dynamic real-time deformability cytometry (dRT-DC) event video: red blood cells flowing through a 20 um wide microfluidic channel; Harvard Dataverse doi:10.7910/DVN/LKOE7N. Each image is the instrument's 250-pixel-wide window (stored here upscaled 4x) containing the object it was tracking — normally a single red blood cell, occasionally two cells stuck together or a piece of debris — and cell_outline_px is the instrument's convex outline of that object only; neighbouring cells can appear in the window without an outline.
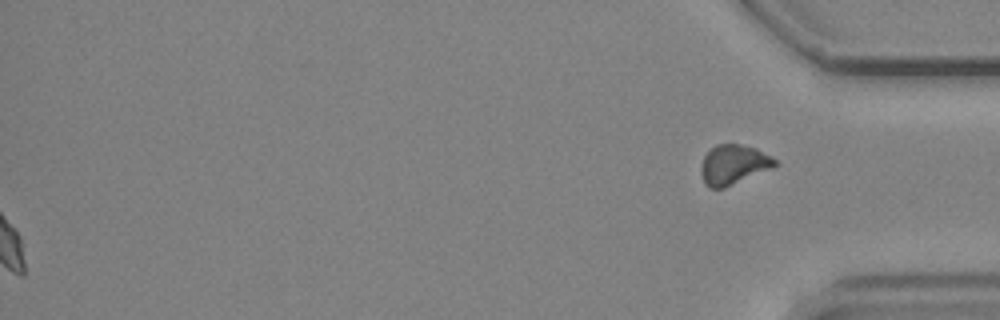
{"species": "common noctule bat (a hibernating species)", "species_latin": "Nyctalus noctula", "temperature_condition": "cold", "stored_images_in_passage": 45, "segment_of_instrument_passage": [2, 2], "camera_frame_rate_fps": 3000, "um_per_image_px": 0.085, "animal": {"sex": "male", "body_mass_g": 19.2, "forearm_length_mm": 51.8}, "frame": {"image": 1, "passage_image": 45, "time_ms": 14.667, "image_size_px": [1000, 320], "cell_outline_px": [[780, 164], [772, 168], [724, 188], [712, 188], [704, 184], [700, 172], [700, 168], [704, 156], [716, 144], [740, 144], [756, 148], [776, 160]], "centroid_in_image_um": [62.34, 13.99], "position_along_channel_um": 372.9, "area_um2": 17.05}}